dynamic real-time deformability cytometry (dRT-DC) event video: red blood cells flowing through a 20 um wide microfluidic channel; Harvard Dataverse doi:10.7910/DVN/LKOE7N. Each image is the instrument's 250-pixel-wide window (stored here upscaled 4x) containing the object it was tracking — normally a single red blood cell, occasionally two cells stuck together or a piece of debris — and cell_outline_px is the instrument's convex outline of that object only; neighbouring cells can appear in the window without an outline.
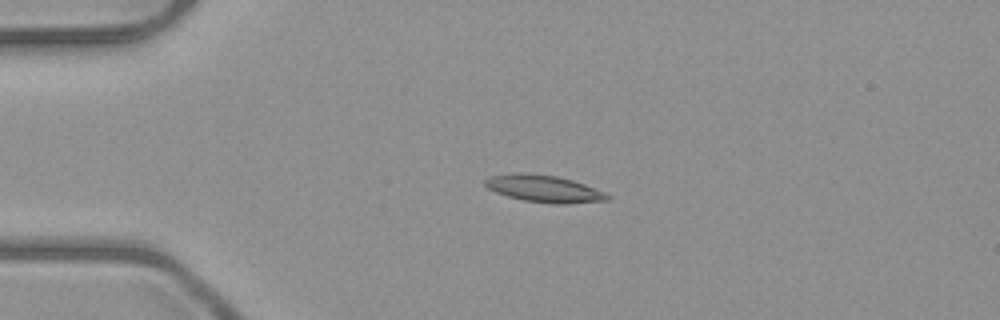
{"species": "common noctule bat (a hibernating species)", "species_latin": "Nyctalus noctula", "temperature_condition": "room temperature", "stored_images_in_passage": 5, "camera_frame_rate_fps": 3000, "um_per_image_px": 0.085, "animal": {"sex": "male", "body_mass_g": 23.1, "forearm_length_mm": 52.7}, "frame": {"image": 1, "passage_image": 4, "time_ms": 3.667, "image_size_px": [1000, 320], "cell_outline_px": [[612, 196], [608, 200], [568, 204], [556, 204], [524, 200], [508, 196], [496, 192], [488, 188], [484, 184], [484, 180], [488, 176], [520, 172], [524, 172], [556, 176], [572, 180], [584, 184], [604, 192]], "centroid_in_image_um": [46.23, 16.03], "position_along_channel_um": 38.8, "area_um2": 19.25}}